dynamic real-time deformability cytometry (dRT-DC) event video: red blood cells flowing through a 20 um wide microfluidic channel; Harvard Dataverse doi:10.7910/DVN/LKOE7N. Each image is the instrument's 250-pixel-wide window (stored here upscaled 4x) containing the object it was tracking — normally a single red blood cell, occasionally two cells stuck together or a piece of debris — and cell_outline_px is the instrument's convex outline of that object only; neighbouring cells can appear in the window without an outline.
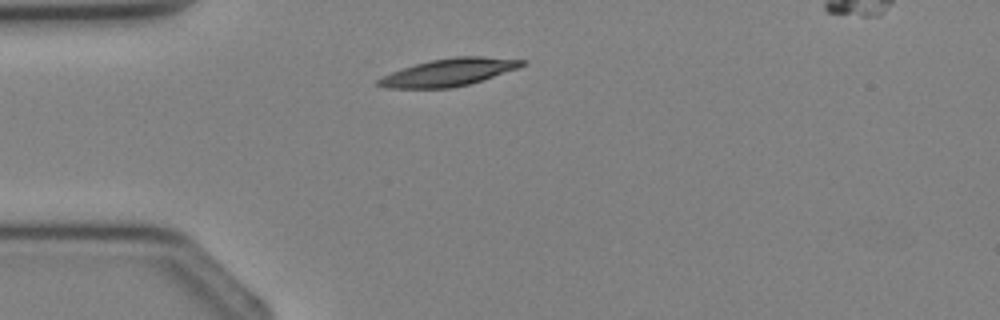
{"species": "Egyptian fruit bat (a non-hibernating species)", "species_latin": "Rousettus aegyptiacus", "temperature_condition": "cold", "stored_images_in_passage": 1, "camera_frame_rate_fps": 3000, "um_per_image_px": 0.085, "animal": {"sex": "female"}, "frame": {"image": 1, "passage_image": 1, "time_ms": 0.0, "image_size_px": [1000, 320], "cell_outline_px": [[528, 64], [468, 84], [452, 88], [388, 88], [376, 84], [376, 80], [392, 72], [416, 64], [432, 60], [456, 56], [484, 56], [528, 60]], "centroid_in_image_um": [38.17, 6.13], "position_along_channel_um": 46.8, "area_um2": 22.6}}